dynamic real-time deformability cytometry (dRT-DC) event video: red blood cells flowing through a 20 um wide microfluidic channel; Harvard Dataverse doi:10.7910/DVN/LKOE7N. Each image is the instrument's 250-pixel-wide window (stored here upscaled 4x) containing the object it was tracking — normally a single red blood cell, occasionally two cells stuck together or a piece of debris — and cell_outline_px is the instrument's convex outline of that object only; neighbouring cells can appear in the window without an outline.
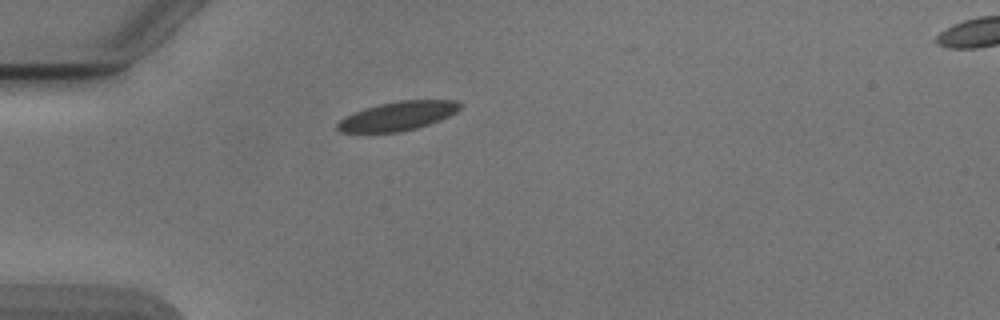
{"species": "Egyptian fruit bat (a non-hibernating species)", "species_latin": "Rousettus aegyptiacus", "temperature_condition": "cold", "stored_images_in_passage": 39, "camera_frame_rate_fps": 3000, "um_per_image_px": 0.085, "animal": {"sex": "male"}, "frame": {"image": 1, "passage_image": 1, "time_ms": 0.0, "image_size_px": [1000, 320], "cell_outline_px": [[464, 104], [456, 112], [440, 120], [416, 128], [396, 132], [340, 132], [336, 128], [336, 124], [344, 116], [364, 108], [380, 104], [400, 100], [456, 100]], "centroid_in_image_um": [33.81, 9.85], "position_along_channel_um": 51.2, "area_um2": 20.63}}
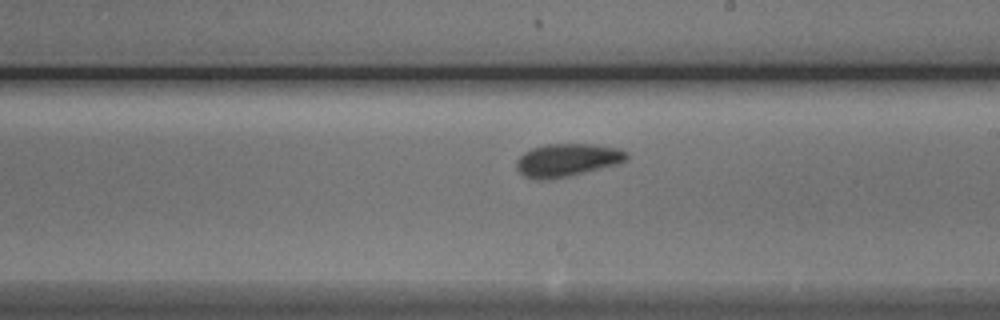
{"frame": {"image": 2, "passage_image": 17, "time_ms": 5.333, "image_size_px": [1000, 320], "cell_outline_px": [[628, 160], [620, 164], [568, 176], [544, 180], [536, 180], [524, 176], [516, 168], [516, 160], [524, 152], [532, 148], [544, 144], [592, 144], [620, 148], [628, 152]], "centroid_in_image_um": [48.24, 13.6], "position_along_channel_um": 240.8, "area_um2": 21.39}}
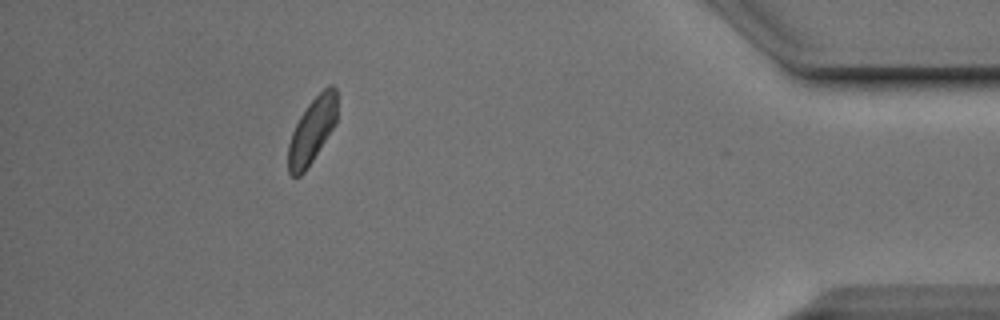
{"frame": {"image": 3, "passage_image": 34, "time_ms": 11.0, "image_size_px": [1000, 320], "cell_outline_px": [[336, 124], [304, 172], [300, 176], [292, 176], [288, 172], [288, 144], [292, 132], [300, 116], [308, 104], [328, 84], [332, 84], [336, 88]], "centroid_in_image_um": [26.52, 11.08], "position_along_channel_um": 408.7, "area_um2": 18.44}, "authors_computed_cell_mechanics": {"area_um2": 20.2878, "velocity_mm_per_s": 3.8415, "shape_relaxation_time_tau1_ms": 3.0541, "shape_relaxation_time_tau2_ms": 1.907, "deformation_change_tau1": 0.0921, "deformation_change_tau2": 0.0622}}